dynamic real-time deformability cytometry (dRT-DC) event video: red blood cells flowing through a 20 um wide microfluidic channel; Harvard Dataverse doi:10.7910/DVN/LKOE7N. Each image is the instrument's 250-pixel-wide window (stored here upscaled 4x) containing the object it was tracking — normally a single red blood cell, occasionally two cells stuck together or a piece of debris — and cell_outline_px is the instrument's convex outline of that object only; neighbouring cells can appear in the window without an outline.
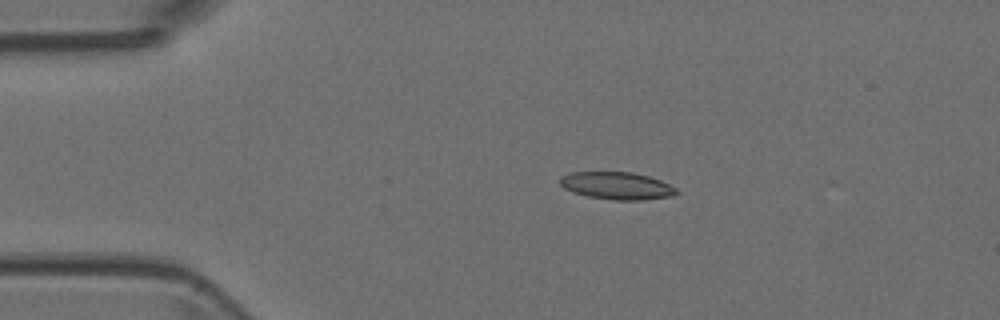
{"species": "Egyptian fruit bat (a non-hibernating species)", "species_latin": "Rousettus aegyptiacus", "temperature_condition": "room temperature", "stored_images_in_passage": 7, "camera_frame_rate_fps": 3000, "um_per_image_px": 0.085, "animal": {"sex": "female"}, "frame": {"image": 1, "passage_image": 3, "time_ms": 0.667, "image_size_px": [1000, 320], "cell_outline_px": [[680, 192], [672, 196], [640, 200], [612, 200], [588, 196], [564, 188], [560, 184], [560, 176], [572, 172], [632, 172], [648, 176], [660, 180], [676, 188]], "centroid_in_image_um": [52.45, 15.78], "position_along_channel_um": 32.6, "area_um2": 18.5}}
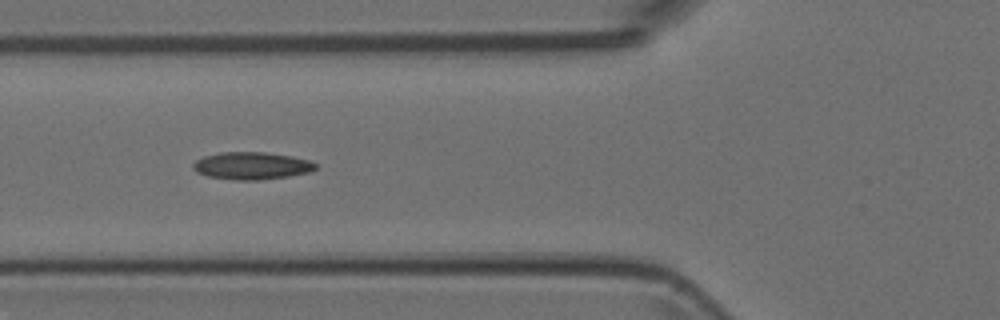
{"frame": {"image": 2, "passage_image": 5, "time_ms": 1.333, "image_size_px": [1000, 320], "cell_outline_px": [[316, 168], [312, 172], [288, 176], [260, 180], [236, 180], [208, 176], [196, 172], [192, 168], [192, 164], [196, 160], [204, 156], [220, 152], [264, 152], [292, 156], [312, 160], [316, 164]], "centroid_in_image_um": [21.41, 14.08], "position_along_channel_um": 104.4, "area_um2": 19.71}}
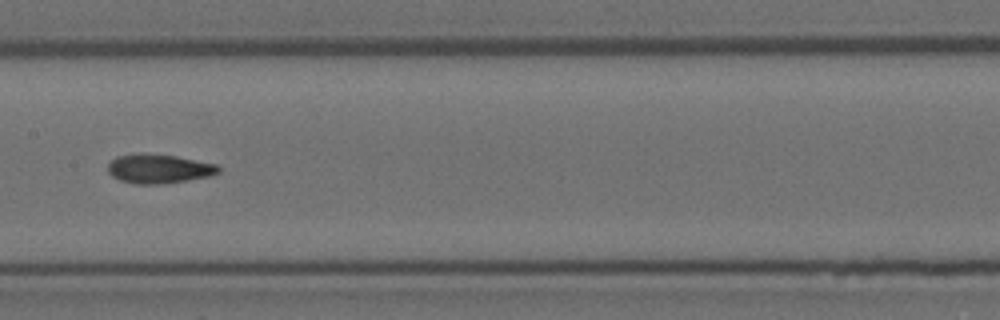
{"frame": {"image": 3, "passage_image": 7, "time_ms": 2.0, "image_size_px": [1000, 320], "cell_outline_px": [[220, 172], [208, 176], [160, 184], [136, 184], [120, 180], [112, 176], [108, 172], [108, 164], [116, 156], [140, 152], [144, 152], [176, 156], [216, 164], [220, 168]], "centroid_in_image_um": [13.46, 14.32], "position_along_channel_um": 193.9, "area_um2": 18.79}}